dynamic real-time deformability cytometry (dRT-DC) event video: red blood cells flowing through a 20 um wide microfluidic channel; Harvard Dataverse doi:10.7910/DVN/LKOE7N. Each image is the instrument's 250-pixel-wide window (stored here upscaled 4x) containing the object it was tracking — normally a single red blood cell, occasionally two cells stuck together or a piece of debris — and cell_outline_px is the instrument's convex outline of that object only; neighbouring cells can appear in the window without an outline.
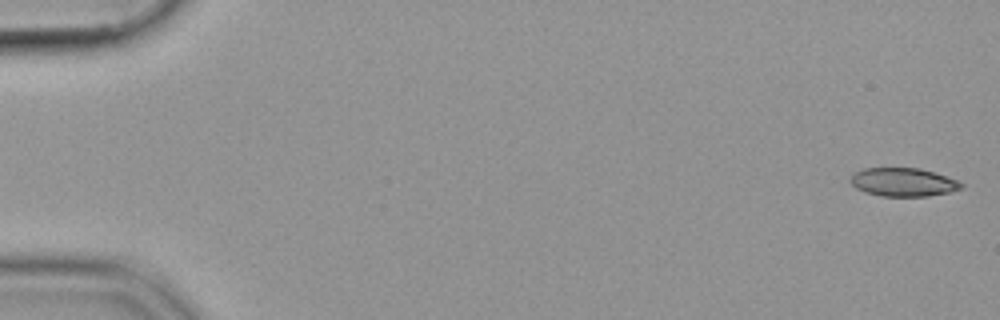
{"species": "common noctule bat (a hibernating species)", "species_latin": "Nyctalus noctula", "temperature_condition": "cold", "stored_images_in_passage": 54, "camera_frame_rate_fps": 3000, "um_per_image_px": 0.085, "animal": {"sex": "female", "body_mass_g": 19.9}, "frame": {"image": 1, "passage_image": 1, "time_ms": 0.0, "image_size_px": [1000, 320], "cell_outline_px": [[964, 184], [960, 188], [948, 192], [928, 196], [880, 196], [864, 192], [856, 188], [848, 180], [856, 172], [864, 168], [920, 168], [956, 180]], "centroid_in_image_um": [76.72, 15.48], "position_along_channel_um": 8.3, "area_um2": 18.15}}
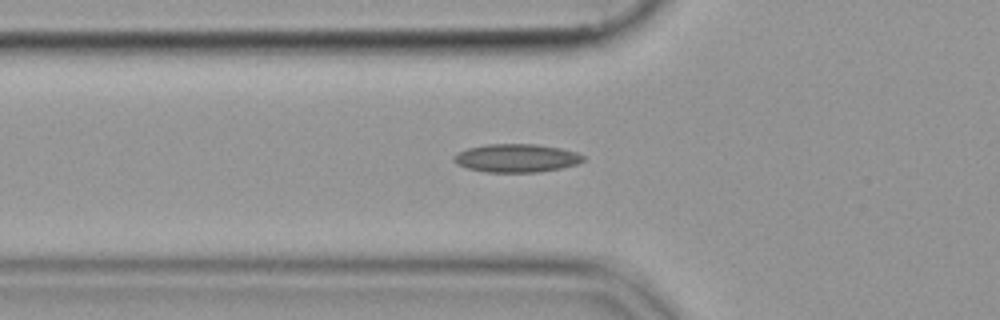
{"frame": {"image": 2, "passage_image": 19, "time_ms": 6.0, "image_size_px": [1000, 320], "cell_outline_px": [[584, 160], [576, 164], [560, 168], [536, 172], [488, 172], [468, 168], [456, 164], [452, 160], [452, 156], [456, 152], [468, 148], [488, 144], [536, 144], [560, 148], [576, 152], [584, 156]], "centroid_in_image_um": [43.85, 13.43], "position_along_channel_um": 82.0, "area_um2": 21.27}}
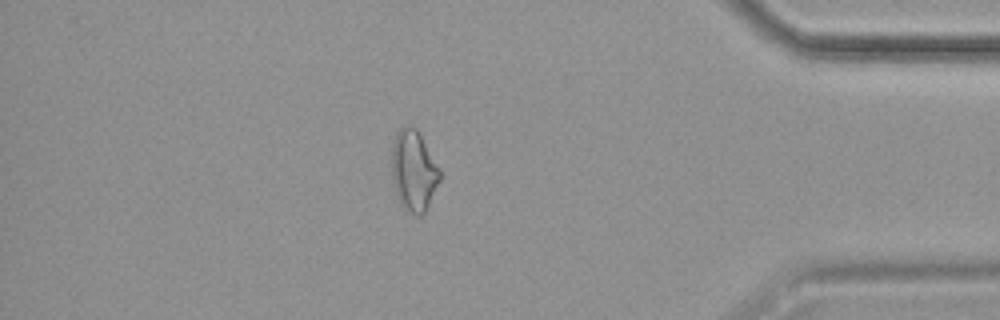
{"frame": {"image": 3, "passage_image": 47, "time_ms": 15.333, "image_size_px": [1000, 320], "cell_outline_px": [[440, 180], [424, 212], [420, 216], [416, 216], [404, 208], [400, 204], [396, 196], [392, 180], [392, 144], [396, 132], [400, 128], [408, 124], [416, 128], [440, 168]], "centroid_in_image_um": [35.14, 14.5], "position_along_channel_um": 400.1, "area_um2": 22.66}}